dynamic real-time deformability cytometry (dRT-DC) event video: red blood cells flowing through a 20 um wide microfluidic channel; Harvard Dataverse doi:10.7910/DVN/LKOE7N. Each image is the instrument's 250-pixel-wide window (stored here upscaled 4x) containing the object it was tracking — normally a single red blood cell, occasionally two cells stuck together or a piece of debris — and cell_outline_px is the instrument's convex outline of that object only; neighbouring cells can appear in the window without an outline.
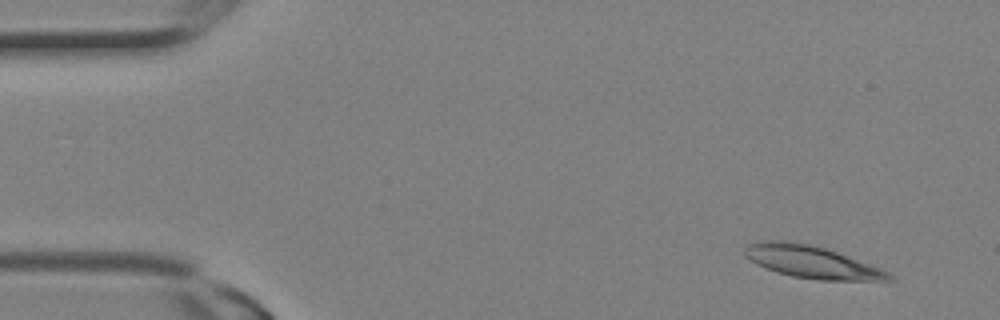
{"species": "Egyptian fruit bat (a non-hibernating species)", "species_latin": "Rousettus aegyptiacus", "temperature_condition": "room temperature", "stored_images_in_passage": 4, "camera_frame_rate_fps": 3000, "um_per_image_px": 0.085, "animal": {"sex": "female"}, "frame": {"image": 1, "passage_image": 4, "time_ms": 1.0, "image_size_px": [1000, 320], "cell_outline_px": [[896, 280], [816, 280], [792, 276], [776, 272], [756, 264], [744, 256], [744, 248], [748, 244], [760, 240], [784, 240], [808, 244], [824, 248], [836, 252], [880, 268], [888, 272]], "centroid_in_image_um": [68.92, 22.26], "position_along_channel_um": 16.1, "area_um2": 26.99}}